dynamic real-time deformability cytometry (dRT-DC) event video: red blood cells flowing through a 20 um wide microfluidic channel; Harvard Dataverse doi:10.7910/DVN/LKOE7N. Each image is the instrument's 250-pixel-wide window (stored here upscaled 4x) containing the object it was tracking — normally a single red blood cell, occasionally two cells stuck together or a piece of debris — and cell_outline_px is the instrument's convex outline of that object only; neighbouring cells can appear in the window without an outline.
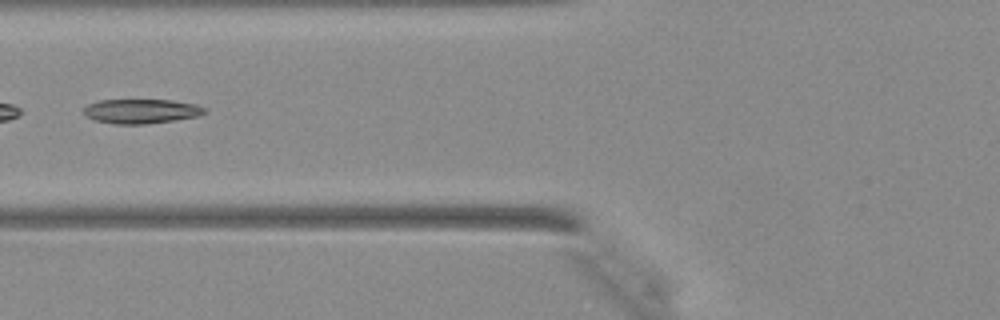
{"species": "Egyptian fruit bat (a non-hibernating species)", "species_latin": "Rousettus aegyptiacus", "temperature_condition": "warm", "stored_images_in_passage": 36, "camera_frame_rate_fps": 3000, "um_per_image_px": 0.085, "animal": {"sex": "female"}, "frame": {"image": 1, "passage_image": 15, "time_ms": 4.667, "image_size_px": [1000, 320], "cell_outline_px": [[208, 112], [196, 116], [172, 120], [144, 124], [116, 124], [96, 120], [84, 116], [80, 112], [80, 108], [88, 104], [100, 100], [172, 100], [196, 104], [208, 108]], "centroid_in_image_um": [11.95, 9.44], "position_along_channel_um": 113.8, "area_um2": 17.4}}
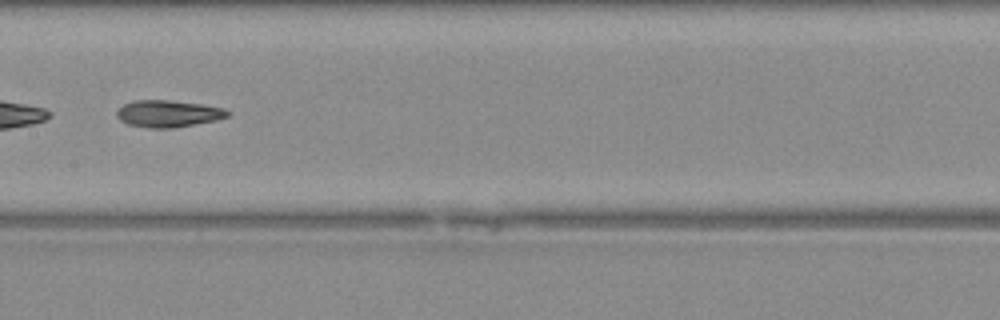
{"frame": {"image": 2, "passage_image": 20, "time_ms": 6.333, "image_size_px": [1000, 320], "cell_outline_px": [[232, 112], [228, 116], [216, 120], [172, 128], [148, 128], [128, 124], [120, 120], [116, 116], [116, 112], [124, 104], [132, 100], [168, 100], [200, 104], [224, 108]], "centroid_in_image_um": [14.29, 9.66], "position_along_channel_um": 193.1, "area_um2": 17.34}}
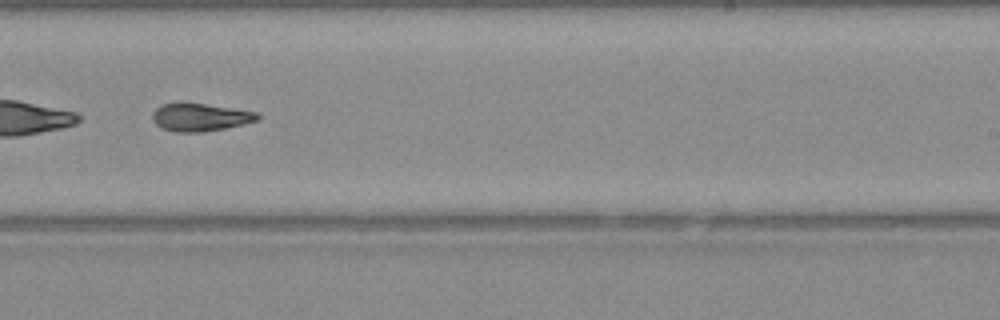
{"frame": {"image": 3, "passage_image": 25, "time_ms": 8.0, "image_size_px": [1000, 320], "cell_outline_px": [[260, 120], [244, 124], [224, 128], [200, 132], [176, 132], [164, 128], [156, 124], [152, 120], [152, 112], [160, 104], [176, 100], [184, 100], [256, 112], [260, 116]], "centroid_in_image_um": [16.96, 9.91], "position_along_channel_um": 272.0, "area_um2": 17.57}}